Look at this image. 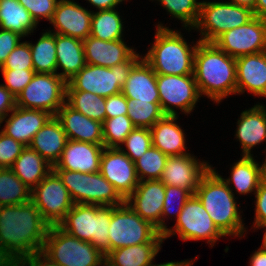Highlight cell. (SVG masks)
<instances>
[{"label": "cell", "mask_w": 266, "mask_h": 266, "mask_svg": "<svg viewBox=\"0 0 266 266\" xmlns=\"http://www.w3.org/2000/svg\"><path fill=\"white\" fill-rule=\"evenodd\" d=\"M49 228L32 201L0 206V266L40 252Z\"/></svg>", "instance_id": "obj_1"}, {"label": "cell", "mask_w": 266, "mask_h": 266, "mask_svg": "<svg viewBox=\"0 0 266 266\" xmlns=\"http://www.w3.org/2000/svg\"><path fill=\"white\" fill-rule=\"evenodd\" d=\"M194 77L199 93L221 102L236 94V59L214 42L197 41L194 55Z\"/></svg>", "instance_id": "obj_2"}, {"label": "cell", "mask_w": 266, "mask_h": 266, "mask_svg": "<svg viewBox=\"0 0 266 266\" xmlns=\"http://www.w3.org/2000/svg\"><path fill=\"white\" fill-rule=\"evenodd\" d=\"M231 187L232 185L229 187L222 180V176L210 167L201 177L194 194L225 236L242 237L246 230Z\"/></svg>", "instance_id": "obj_3"}, {"label": "cell", "mask_w": 266, "mask_h": 266, "mask_svg": "<svg viewBox=\"0 0 266 266\" xmlns=\"http://www.w3.org/2000/svg\"><path fill=\"white\" fill-rule=\"evenodd\" d=\"M157 28L155 42L143 59L156 74H194V55L197 43L190 47L181 32L173 31L162 24H158Z\"/></svg>", "instance_id": "obj_4"}, {"label": "cell", "mask_w": 266, "mask_h": 266, "mask_svg": "<svg viewBox=\"0 0 266 266\" xmlns=\"http://www.w3.org/2000/svg\"><path fill=\"white\" fill-rule=\"evenodd\" d=\"M114 207L74 204L58 226L79 240L92 243L106 256L110 252L108 232Z\"/></svg>", "instance_id": "obj_5"}, {"label": "cell", "mask_w": 266, "mask_h": 266, "mask_svg": "<svg viewBox=\"0 0 266 266\" xmlns=\"http://www.w3.org/2000/svg\"><path fill=\"white\" fill-rule=\"evenodd\" d=\"M41 251L57 266H105V256L92 243L79 240L59 226H50Z\"/></svg>", "instance_id": "obj_6"}, {"label": "cell", "mask_w": 266, "mask_h": 266, "mask_svg": "<svg viewBox=\"0 0 266 266\" xmlns=\"http://www.w3.org/2000/svg\"><path fill=\"white\" fill-rule=\"evenodd\" d=\"M139 59L140 55L135 52L127 61L111 68L86 64L67 81L66 90L87 91L105 98L118 94Z\"/></svg>", "instance_id": "obj_7"}, {"label": "cell", "mask_w": 266, "mask_h": 266, "mask_svg": "<svg viewBox=\"0 0 266 266\" xmlns=\"http://www.w3.org/2000/svg\"><path fill=\"white\" fill-rule=\"evenodd\" d=\"M54 171L67 188L74 204L119 206L125 202L100 172Z\"/></svg>", "instance_id": "obj_8"}, {"label": "cell", "mask_w": 266, "mask_h": 266, "mask_svg": "<svg viewBox=\"0 0 266 266\" xmlns=\"http://www.w3.org/2000/svg\"><path fill=\"white\" fill-rule=\"evenodd\" d=\"M253 10L230 2L200 4V16L194 29L201 31L199 41L214 42L224 32L243 26L254 18ZM204 36V37H203Z\"/></svg>", "instance_id": "obj_9"}, {"label": "cell", "mask_w": 266, "mask_h": 266, "mask_svg": "<svg viewBox=\"0 0 266 266\" xmlns=\"http://www.w3.org/2000/svg\"><path fill=\"white\" fill-rule=\"evenodd\" d=\"M160 232L124 202L111 210L108 237L110 251L151 242Z\"/></svg>", "instance_id": "obj_10"}, {"label": "cell", "mask_w": 266, "mask_h": 266, "mask_svg": "<svg viewBox=\"0 0 266 266\" xmlns=\"http://www.w3.org/2000/svg\"><path fill=\"white\" fill-rule=\"evenodd\" d=\"M67 82L57 73H35L30 83L16 97V106L39 109L56 116L66 102Z\"/></svg>", "instance_id": "obj_11"}, {"label": "cell", "mask_w": 266, "mask_h": 266, "mask_svg": "<svg viewBox=\"0 0 266 266\" xmlns=\"http://www.w3.org/2000/svg\"><path fill=\"white\" fill-rule=\"evenodd\" d=\"M174 229L167 228L163 233L164 239L171 235L179 234V237L186 240H207L213 247L214 243L225 235L217 228L206 209L194 194L185 203L182 211L176 219Z\"/></svg>", "instance_id": "obj_12"}, {"label": "cell", "mask_w": 266, "mask_h": 266, "mask_svg": "<svg viewBox=\"0 0 266 266\" xmlns=\"http://www.w3.org/2000/svg\"><path fill=\"white\" fill-rule=\"evenodd\" d=\"M31 201L50 226H58L74 205L67 188L54 170L32 189Z\"/></svg>", "instance_id": "obj_13"}, {"label": "cell", "mask_w": 266, "mask_h": 266, "mask_svg": "<svg viewBox=\"0 0 266 266\" xmlns=\"http://www.w3.org/2000/svg\"><path fill=\"white\" fill-rule=\"evenodd\" d=\"M156 81L160 105L165 115L178 116L173 107L187 114L194 110L193 108L201 97L194 74H156Z\"/></svg>", "instance_id": "obj_14"}, {"label": "cell", "mask_w": 266, "mask_h": 266, "mask_svg": "<svg viewBox=\"0 0 266 266\" xmlns=\"http://www.w3.org/2000/svg\"><path fill=\"white\" fill-rule=\"evenodd\" d=\"M214 43L235 59L266 51V19L254 17L247 24L224 32Z\"/></svg>", "instance_id": "obj_15"}, {"label": "cell", "mask_w": 266, "mask_h": 266, "mask_svg": "<svg viewBox=\"0 0 266 266\" xmlns=\"http://www.w3.org/2000/svg\"><path fill=\"white\" fill-rule=\"evenodd\" d=\"M122 149L123 147L104 148L100 159V173L126 200L136 189L139 180L135 163Z\"/></svg>", "instance_id": "obj_16"}, {"label": "cell", "mask_w": 266, "mask_h": 266, "mask_svg": "<svg viewBox=\"0 0 266 266\" xmlns=\"http://www.w3.org/2000/svg\"><path fill=\"white\" fill-rule=\"evenodd\" d=\"M206 162H198L191 154L168 156L161 181L165 185L180 187L194 195L201 177L210 169Z\"/></svg>", "instance_id": "obj_17"}, {"label": "cell", "mask_w": 266, "mask_h": 266, "mask_svg": "<svg viewBox=\"0 0 266 266\" xmlns=\"http://www.w3.org/2000/svg\"><path fill=\"white\" fill-rule=\"evenodd\" d=\"M165 184L161 180L139 181L134 192L125 200L130 208L149 221L161 233V213Z\"/></svg>", "instance_id": "obj_18"}, {"label": "cell", "mask_w": 266, "mask_h": 266, "mask_svg": "<svg viewBox=\"0 0 266 266\" xmlns=\"http://www.w3.org/2000/svg\"><path fill=\"white\" fill-rule=\"evenodd\" d=\"M92 11L71 0H58L50 23L57 34L85 40L90 36Z\"/></svg>", "instance_id": "obj_19"}, {"label": "cell", "mask_w": 266, "mask_h": 266, "mask_svg": "<svg viewBox=\"0 0 266 266\" xmlns=\"http://www.w3.org/2000/svg\"><path fill=\"white\" fill-rule=\"evenodd\" d=\"M104 148V145L68 139L59 161L53 166V170L82 173L100 172V159Z\"/></svg>", "instance_id": "obj_20"}, {"label": "cell", "mask_w": 266, "mask_h": 266, "mask_svg": "<svg viewBox=\"0 0 266 266\" xmlns=\"http://www.w3.org/2000/svg\"><path fill=\"white\" fill-rule=\"evenodd\" d=\"M266 97V51L236 58V93Z\"/></svg>", "instance_id": "obj_21"}, {"label": "cell", "mask_w": 266, "mask_h": 266, "mask_svg": "<svg viewBox=\"0 0 266 266\" xmlns=\"http://www.w3.org/2000/svg\"><path fill=\"white\" fill-rule=\"evenodd\" d=\"M11 116L5 120L3 132L5 135L29 146L35 134L53 116L49 112L39 109H27L16 106Z\"/></svg>", "instance_id": "obj_22"}, {"label": "cell", "mask_w": 266, "mask_h": 266, "mask_svg": "<svg viewBox=\"0 0 266 266\" xmlns=\"http://www.w3.org/2000/svg\"><path fill=\"white\" fill-rule=\"evenodd\" d=\"M56 117L61 122L68 139L103 145L102 122L88 118L66 102L59 109Z\"/></svg>", "instance_id": "obj_23"}, {"label": "cell", "mask_w": 266, "mask_h": 266, "mask_svg": "<svg viewBox=\"0 0 266 266\" xmlns=\"http://www.w3.org/2000/svg\"><path fill=\"white\" fill-rule=\"evenodd\" d=\"M83 46L86 64L107 68L127 61L135 53L122 39L105 41L88 36Z\"/></svg>", "instance_id": "obj_24"}, {"label": "cell", "mask_w": 266, "mask_h": 266, "mask_svg": "<svg viewBox=\"0 0 266 266\" xmlns=\"http://www.w3.org/2000/svg\"><path fill=\"white\" fill-rule=\"evenodd\" d=\"M68 141L67 134L56 116L35 134L29 147L39 153L52 167L59 161Z\"/></svg>", "instance_id": "obj_25"}, {"label": "cell", "mask_w": 266, "mask_h": 266, "mask_svg": "<svg viewBox=\"0 0 266 266\" xmlns=\"http://www.w3.org/2000/svg\"><path fill=\"white\" fill-rule=\"evenodd\" d=\"M126 98H133L149 103H160L156 73L142 58L131 69L122 88Z\"/></svg>", "instance_id": "obj_26"}, {"label": "cell", "mask_w": 266, "mask_h": 266, "mask_svg": "<svg viewBox=\"0 0 266 266\" xmlns=\"http://www.w3.org/2000/svg\"><path fill=\"white\" fill-rule=\"evenodd\" d=\"M236 138L242 146L243 156H252L251 149L266 140V108L255 105L241 113Z\"/></svg>", "instance_id": "obj_27"}, {"label": "cell", "mask_w": 266, "mask_h": 266, "mask_svg": "<svg viewBox=\"0 0 266 266\" xmlns=\"http://www.w3.org/2000/svg\"><path fill=\"white\" fill-rule=\"evenodd\" d=\"M163 240L159 233L151 242L114 249L105 256V266H150Z\"/></svg>", "instance_id": "obj_28"}, {"label": "cell", "mask_w": 266, "mask_h": 266, "mask_svg": "<svg viewBox=\"0 0 266 266\" xmlns=\"http://www.w3.org/2000/svg\"><path fill=\"white\" fill-rule=\"evenodd\" d=\"M177 115H165L151 128L152 146L161 150L167 156L186 155L184 132L176 124Z\"/></svg>", "instance_id": "obj_29"}, {"label": "cell", "mask_w": 266, "mask_h": 266, "mask_svg": "<svg viewBox=\"0 0 266 266\" xmlns=\"http://www.w3.org/2000/svg\"><path fill=\"white\" fill-rule=\"evenodd\" d=\"M55 43L56 73L61 67L62 73L57 74L67 82L86 65L83 41L55 33Z\"/></svg>", "instance_id": "obj_30"}, {"label": "cell", "mask_w": 266, "mask_h": 266, "mask_svg": "<svg viewBox=\"0 0 266 266\" xmlns=\"http://www.w3.org/2000/svg\"><path fill=\"white\" fill-rule=\"evenodd\" d=\"M10 169L32 190L53 170V167L39 153L26 146Z\"/></svg>", "instance_id": "obj_31"}, {"label": "cell", "mask_w": 266, "mask_h": 266, "mask_svg": "<svg viewBox=\"0 0 266 266\" xmlns=\"http://www.w3.org/2000/svg\"><path fill=\"white\" fill-rule=\"evenodd\" d=\"M231 177L222 180L230 187V183L234 184V188L239 194H249L257 191L260 180L266 172V159L261 166L255 162L252 156H243L236 162L231 169Z\"/></svg>", "instance_id": "obj_32"}, {"label": "cell", "mask_w": 266, "mask_h": 266, "mask_svg": "<svg viewBox=\"0 0 266 266\" xmlns=\"http://www.w3.org/2000/svg\"><path fill=\"white\" fill-rule=\"evenodd\" d=\"M37 23L18 0H0V28L10 30L21 37L33 32Z\"/></svg>", "instance_id": "obj_33"}, {"label": "cell", "mask_w": 266, "mask_h": 266, "mask_svg": "<svg viewBox=\"0 0 266 266\" xmlns=\"http://www.w3.org/2000/svg\"><path fill=\"white\" fill-rule=\"evenodd\" d=\"M42 34L36 44L29 42L33 68L35 73L53 74L57 64L55 33L48 31Z\"/></svg>", "instance_id": "obj_34"}, {"label": "cell", "mask_w": 266, "mask_h": 266, "mask_svg": "<svg viewBox=\"0 0 266 266\" xmlns=\"http://www.w3.org/2000/svg\"><path fill=\"white\" fill-rule=\"evenodd\" d=\"M66 103L90 119L104 122L105 97L87 91L66 90Z\"/></svg>", "instance_id": "obj_35"}, {"label": "cell", "mask_w": 266, "mask_h": 266, "mask_svg": "<svg viewBox=\"0 0 266 266\" xmlns=\"http://www.w3.org/2000/svg\"><path fill=\"white\" fill-rule=\"evenodd\" d=\"M32 190L10 168H0V206L31 201Z\"/></svg>", "instance_id": "obj_36"}, {"label": "cell", "mask_w": 266, "mask_h": 266, "mask_svg": "<svg viewBox=\"0 0 266 266\" xmlns=\"http://www.w3.org/2000/svg\"><path fill=\"white\" fill-rule=\"evenodd\" d=\"M122 24V19L115 8L93 12L90 36L105 41L122 39Z\"/></svg>", "instance_id": "obj_37"}, {"label": "cell", "mask_w": 266, "mask_h": 266, "mask_svg": "<svg viewBox=\"0 0 266 266\" xmlns=\"http://www.w3.org/2000/svg\"><path fill=\"white\" fill-rule=\"evenodd\" d=\"M128 113L135 127L151 128L165 116L160 103H149L133 98H127Z\"/></svg>", "instance_id": "obj_38"}, {"label": "cell", "mask_w": 266, "mask_h": 266, "mask_svg": "<svg viewBox=\"0 0 266 266\" xmlns=\"http://www.w3.org/2000/svg\"><path fill=\"white\" fill-rule=\"evenodd\" d=\"M167 159L168 156L161 150L151 146L134 162L138 180L144 181L146 178L147 180H160Z\"/></svg>", "instance_id": "obj_39"}, {"label": "cell", "mask_w": 266, "mask_h": 266, "mask_svg": "<svg viewBox=\"0 0 266 266\" xmlns=\"http://www.w3.org/2000/svg\"><path fill=\"white\" fill-rule=\"evenodd\" d=\"M102 127L103 145L108 148H121L125 138L135 128L127 115L106 118L102 123Z\"/></svg>", "instance_id": "obj_40"}, {"label": "cell", "mask_w": 266, "mask_h": 266, "mask_svg": "<svg viewBox=\"0 0 266 266\" xmlns=\"http://www.w3.org/2000/svg\"><path fill=\"white\" fill-rule=\"evenodd\" d=\"M175 18L183 22V26L193 29L200 16V4L197 0H157ZM191 26V27H190ZM193 27V28H192Z\"/></svg>", "instance_id": "obj_41"}, {"label": "cell", "mask_w": 266, "mask_h": 266, "mask_svg": "<svg viewBox=\"0 0 266 266\" xmlns=\"http://www.w3.org/2000/svg\"><path fill=\"white\" fill-rule=\"evenodd\" d=\"M127 152L122 151L135 162L152 146V136L149 128L135 127L125 138Z\"/></svg>", "instance_id": "obj_42"}, {"label": "cell", "mask_w": 266, "mask_h": 266, "mask_svg": "<svg viewBox=\"0 0 266 266\" xmlns=\"http://www.w3.org/2000/svg\"><path fill=\"white\" fill-rule=\"evenodd\" d=\"M192 195L184 190L181 189L180 187H176V186H169V185H165V197H164V204H163V208H162V213H161V233H164L165 230L167 229V226L165 225L164 222V217L171 215L172 214V210L173 206L172 204L175 203V201L177 199H179V207L177 210V213L173 212L176 215V218L178 217V215L180 214V212L182 211L186 201L191 197Z\"/></svg>", "instance_id": "obj_43"}, {"label": "cell", "mask_w": 266, "mask_h": 266, "mask_svg": "<svg viewBox=\"0 0 266 266\" xmlns=\"http://www.w3.org/2000/svg\"><path fill=\"white\" fill-rule=\"evenodd\" d=\"M5 87L17 97L23 89L30 83L33 76L35 75L34 69H22V70H12V69H1Z\"/></svg>", "instance_id": "obj_44"}, {"label": "cell", "mask_w": 266, "mask_h": 266, "mask_svg": "<svg viewBox=\"0 0 266 266\" xmlns=\"http://www.w3.org/2000/svg\"><path fill=\"white\" fill-rule=\"evenodd\" d=\"M0 69H34L29 43L26 41L20 42L8 55L5 63Z\"/></svg>", "instance_id": "obj_45"}, {"label": "cell", "mask_w": 266, "mask_h": 266, "mask_svg": "<svg viewBox=\"0 0 266 266\" xmlns=\"http://www.w3.org/2000/svg\"><path fill=\"white\" fill-rule=\"evenodd\" d=\"M26 146L0 132V168H10Z\"/></svg>", "instance_id": "obj_46"}, {"label": "cell", "mask_w": 266, "mask_h": 266, "mask_svg": "<svg viewBox=\"0 0 266 266\" xmlns=\"http://www.w3.org/2000/svg\"><path fill=\"white\" fill-rule=\"evenodd\" d=\"M18 2L26 8L37 24L41 18L51 21L58 3L57 0H18Z\"/></svg>", "instance_id": "obj_47"}, {"label": "cell", "mask_w": 266, "mask_h": 266, "mask_svg": "<svg viewBox=\"0 0 266 266\" xmlns=\"http://www.w3.org/2000/svg\"><path fill=\"white\" fill-rule=\"evenodd\" d=\"M255 227L265 228L266 226V172L263 174L258 189L255 192Z\"/></svg>", "instance_id": "obj_48"}, {"label": "cell", "mask_w": 266, "mask_h": 266, "mask_svg": "<svg viewBox=\"0 0 266 266\" xmlns=\"http://www.w3.org/2000/svg\"><path fill=\"white\" fill-rule=\"evenodd\" d=\"M22 37L10 30L0 31V68L5 63L8 55L20 43Z\"/></svg>", "instance_id": "obj_49"}, {"label": "cell", "mask_w": 266, "mask_h": 266, "mask_svg": "<svg viewBox=\"0 0 266 266\" xmlns=\"http://www.w3.org/2000/svg\"><path fill=\"white\" fill-rule=\"evenodd\" d=\"M106 118L127 115V98L122 92L105 98Z\"/></svg>", "instance_id": "obj_50"}, {"label": "cell", "mask_w": 266, "mask_h": 266, "mask_svg": "<svg viewBox=\"0 0 266 266\" xmlns=\"http://www.w3.org/2000/svg\"><path fill=\"white\" fill-rule=\"evenodd\" d=\"M43 257V259H42ZM9 266H57L42 251L23 256Z\"/></svg>", "instance_id": "obj_51"}, {"label": "cell", "mask_w": 266, "mask_h": 266, "mask_svg": "<svg viewBox=\"0 0 266 266\" xmlns=\"http://www.w3.org/2000/svg\"><path fill=\"white\" fill-rule=\"evenodd\" d=\"M16 107V97L3 85H0V124L8 113Z\"/></svg>", "instance_id": "obj_52"}, {"label": "cell", "mask_w": 266, "mask_h": 266, "mask_svg": "<svg viewBox=\"0 0 266 266\" xmlns=\"http://www.w3.org/2000/svg\"><path fill=\"white\" fill-rule=\"evenodd\" d=\"M250 266H266V247L263 244L252 254Z\"/></svg>", "instance_id": "obj_53"}, {"label": "cell", "mask_w": 266, "mask_h": 266, "mask_svg": "<svg viewBox=\"0 0 266 266\" xmlns=\"http://www.w3.org/2000/svg\"><path fill=\"white\" fill-rule=\"evenodd\" d=\"M91 5L95 6L98 10H108L115 8L124 0H87Z\"/></svg>", "instance_id": "obj_54"}, {"label": "cell", "mask_w": 266, "mask_h": 266, "mask_svg": "<svg viewBox=\"0 0 266 266\" xmlns=\"http://www.w3.org/2000/svg\"><path fill=\"white\" fill-rule=\"evenodd\" d=\"M253 13L255 17L266 19V0H256Z\"/></svg>", "instance_id": "obj_55"}, {"label": "cell", "mask_w": 266, "mask_h": 266, "mask_svg": "<svg viewBox=\"0 0 266 266\" xmlns=\"http://www.w3.org/2000/svg\"><path fill=\"white\" fill-rule=\"evenodd\" d=\"M230 3L243 6V7H247L253 10L255 7L256 0H231Z\"/></svg>", "instance_id": "obj_56"}, {"label": "cell", "mask_w": 266, "mask_h": 266, "mask_svg": "<svg viewBox=\"0 0 266 266\" xmlns=\"http://www.w3.org/2000/svg\"><path fill=\"white\" fill-rule=\"evenodd\" d=\"M193 264V261H187V260H183V261H180V262H166V263H163V264H151L150 266H192Z\"/></svg>", "instance_id": "obj_57"}, {"label": "cell", "mask_w": 266, "mask_h": 266, "mask_svg": "<svg viewBox=\"0 0 266 266\" xmlns=\"http://www.w3.org/2000/svg\"><path fill=\"white\" fill-rule=\"evenodd\" d=\"M266 227V226H265ZM262 244L266 247V231L264 233V238Z\"/></svg>", "instance_id": "obj_58"}]
</instances>
